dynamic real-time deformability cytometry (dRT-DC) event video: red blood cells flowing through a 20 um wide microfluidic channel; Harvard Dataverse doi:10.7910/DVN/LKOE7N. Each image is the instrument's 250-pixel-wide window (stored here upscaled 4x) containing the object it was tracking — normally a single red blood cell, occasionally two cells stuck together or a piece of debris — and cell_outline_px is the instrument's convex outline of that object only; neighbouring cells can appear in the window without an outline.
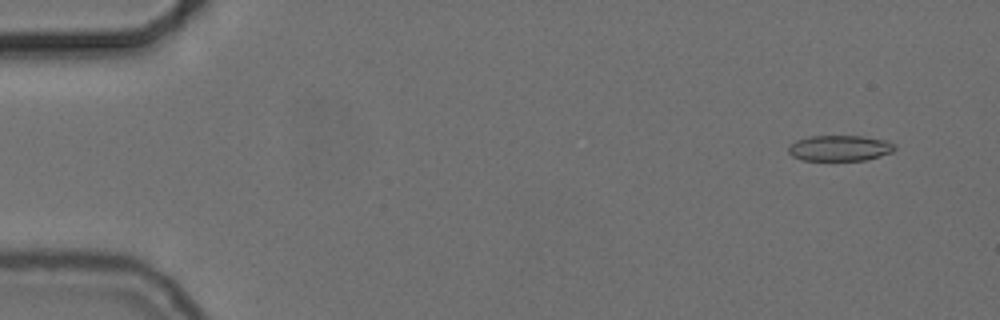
{"species": "common noctule bat (a hibernating species)", "species_latin": "Nyctalus noctula", "temperature_condition": "cold", "stored_images_in_passage": 17, "camera_frame_rate_fps": 3000, "um_per_image_px": 0.085, "animal": {"sex": "female", "body_mass_g": 24.6, "forearm_length_mm": 56.2}, "frame": {"image": 1, "passage_image": 4, "time_ms": 1.0, "image_size_px": [1000, 320], "cell_outline_px": [[896, 148], [892, 152], [880, 156], [864, 160], [800, 160], [792, 156], [788, 152], [788, 144], [796, 140], [808, 136], [864, 136], [888, 140], [896, 144]], "centroid_in_image_um": [71.37, 12.58], "position_along_channel_um": 13.6, "area_um2": 16.18}}
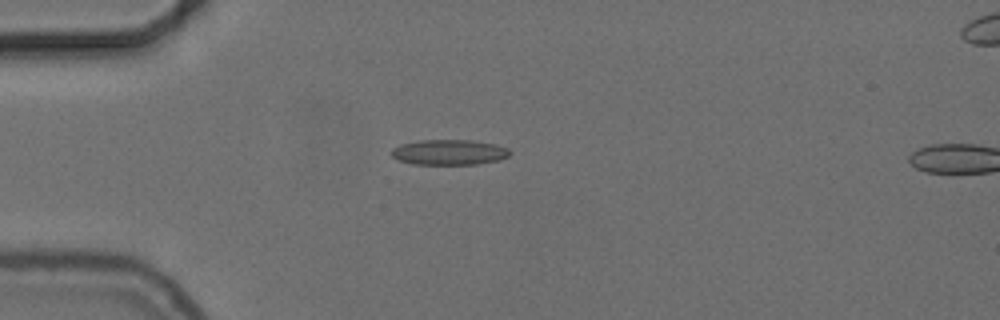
{"frame": {"image": 2, "passage_image": 15, "time_ms": 4.667, "image_size_px": [1000, 320], "cell_outline_px": [[512, 152], [508, 156], [500, 160], [476, 164], [412, 164], [396, 160], [392, 156], [392, 148], [400, 144], [420, 140], [472, 140], [496, 144], [508, 148]], "centroid_in_image_um": [38.18, 12.94], "position_along_channel_um": 46.8, "area_um2": 17.63}}